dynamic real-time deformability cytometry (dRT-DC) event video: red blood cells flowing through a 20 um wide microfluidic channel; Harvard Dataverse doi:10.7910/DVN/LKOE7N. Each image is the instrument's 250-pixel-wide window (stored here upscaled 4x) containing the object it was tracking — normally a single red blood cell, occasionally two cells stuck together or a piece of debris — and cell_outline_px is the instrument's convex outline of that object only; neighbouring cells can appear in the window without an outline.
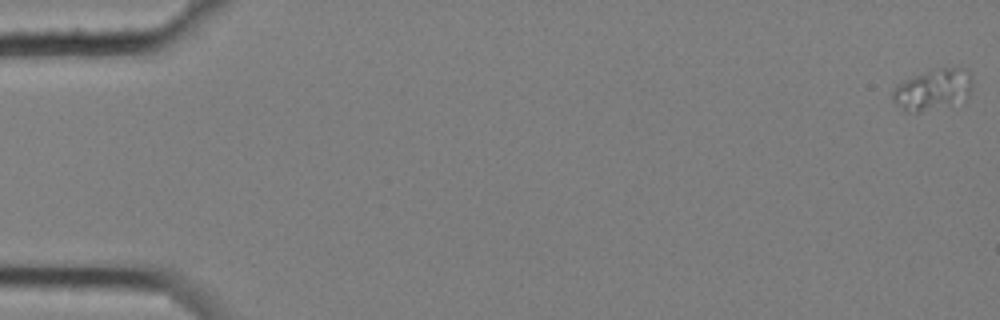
{"species": "common noctule bat (a hibernating species)", "species_latin": "Nyctalus noctula", "temperature_condition": "cold", "stored_images_in_passage": 6, "camera_frame_rate_fps": 3000, "um_per_image_px": 0.085, "animal": {"sex": "female", "body_mass_g": 25.1}, "frame": {"image": 1, "passage_image": 1, "time_ms": 0.0, "image_size_px": [1000, 320], "cell_outline_px": [[972, 88], [968, 96], [916, 112], [904, 108], [892, 100], [892, 92], [904, 80], [912, 76], [940, 68], [964, 68], [972, 76]], "centroid_in_image_um": [79.31, 7.54], "position_along_channel_um": 5.7, "area_um2": 17.8}}